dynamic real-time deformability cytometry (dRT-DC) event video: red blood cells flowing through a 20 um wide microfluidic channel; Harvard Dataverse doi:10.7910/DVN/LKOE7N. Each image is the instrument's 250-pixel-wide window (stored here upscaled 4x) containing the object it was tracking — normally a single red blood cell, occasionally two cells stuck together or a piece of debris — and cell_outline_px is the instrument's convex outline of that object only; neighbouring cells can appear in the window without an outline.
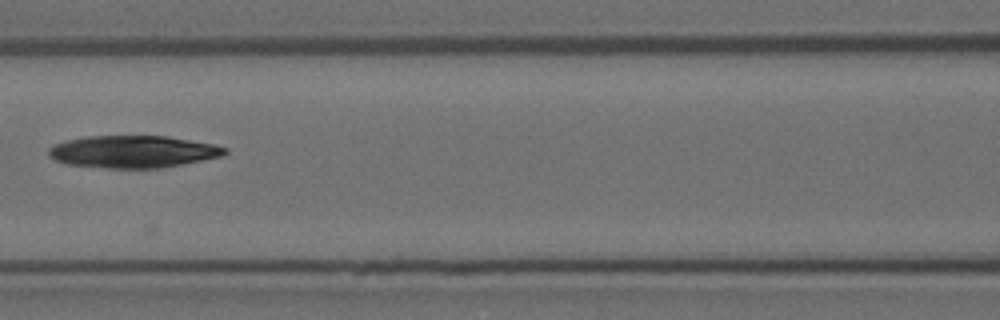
{"species": "Egyptian fruit bat (a non-hibernating species)", "species_latin": "Rousettus aegyptiacus", "temperature_condition": "room temperature", "stored_images_in_passage": 9, "camera_frame_rate_fps": 3000, "um_per_image_px": 0.085, "animal": {"sex": "female"}, "frame": {"image": 1, "passage_image": 6, "time_ms": 1.667, "image_size_px": [1000, 320], "cell_outline_px": [[228, 152], [220, 156], [160, 168], [108, 168], [68, 164], [56, 160], [48, 156], [48, 148], [56, 144], [68, 140], [88, 136], [168, 136], [212, 144], [228, 148]], "centroid_in_image_um": [11.28, 12.89], "position_along_channel_um": 155.3, "area_um2": 32.71}}
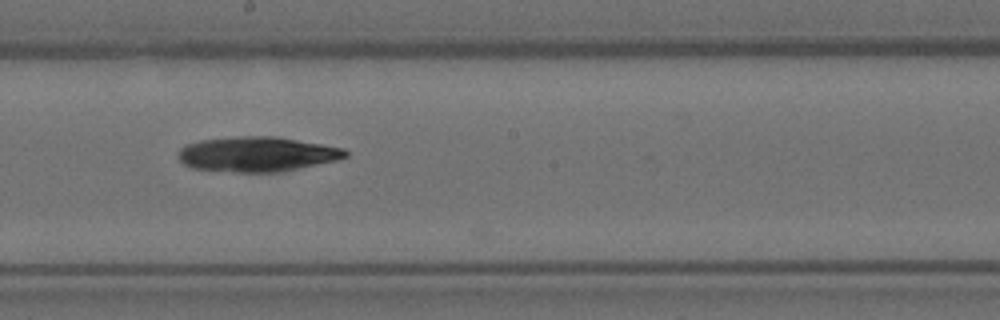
{"frame": {"image": 2, "passage_image": 8, "time_ms": 2.333, "image_size_px": [1000, 320], "cell_outline_px": [[348, 156], [336, 160], [284, 172], [236, 172], [192, 168], [184, 164], [180, 160], [180, 148], [184, 144], [200, 140], [236, 136], [276, 136], [344, 148], [348, 152]], "centroid_in_image_um": [21.86, 13.1], "position_along_channel_um": 226.3, "area_um2": 34.1}}
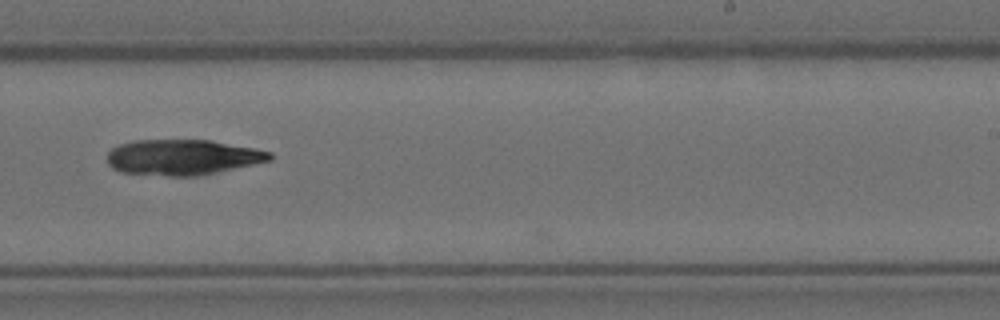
{"frame": {"image": 3, "passage_image": 9, "time_ms": 2.667, "image_size_px": [1000, 320], "cell_outline_px": [[272, 160], [200, 176], [168, 176], [120, 172], [112, 168], [108, 164], [108, 152], [112, 148], [120, 144], [132, 140], [212, 140], [256, 148], [272, 152]], "centroid_in_image_um": [15.53, 13.36], "position_along_channel_um": 273.5, "area_um2": 33.93}}